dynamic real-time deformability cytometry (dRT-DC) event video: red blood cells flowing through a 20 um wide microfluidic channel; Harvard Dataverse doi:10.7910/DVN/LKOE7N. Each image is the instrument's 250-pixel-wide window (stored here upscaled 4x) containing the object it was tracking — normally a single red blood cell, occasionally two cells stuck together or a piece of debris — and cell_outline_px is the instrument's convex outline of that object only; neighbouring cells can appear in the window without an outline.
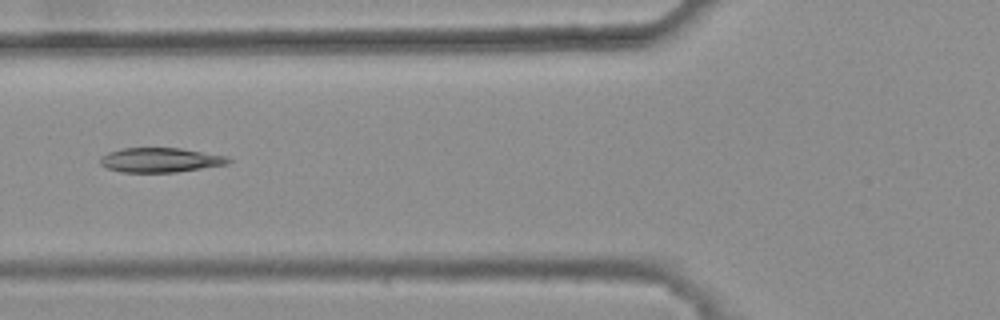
{"species": "common noctule bat (a hibernating species)", "species_latin": "Nyctalus noctula", "temperature_condition": "warm", "stored_images_in_passage": 39, "camera_frame_rate_fps": 3000, "um_per_image_px": 0.085, "animal": {"sex": "female", "body_mass_g": 25.1}, "frame": {"image": 1, "passage_image": 13, "time_ms": 4.0, "image_size_px": [1000, 320], "cell_outline_px": [[232, 160], [228, 164], [176, 172], [120, 172], [108, 168], [100, 164], [100, 156], [108, 152], [124, 148], [180, 148], [228, 156]], "centroid_in_image_um": [13.63, 13.6], "position_along_channel_um": 112.2, "area_um2": 18.32}}
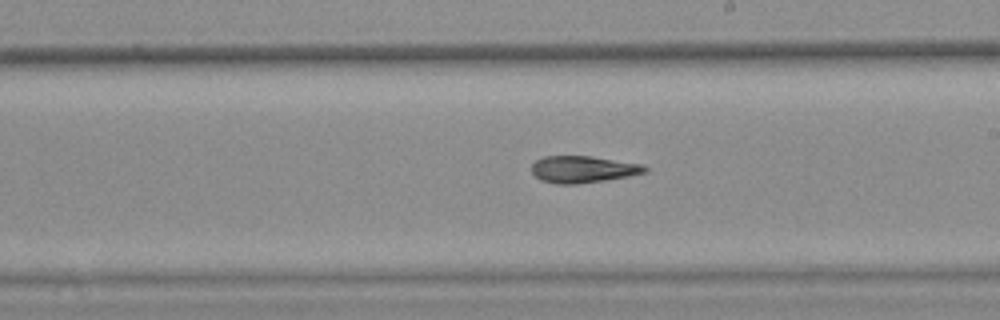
{"frame": {"image": 2, "passage_image": 23, "time_ms": 7.333, "image_size_px": [1000, 320], "cell_outline_px": [[648, 172], [628, 176], [604, 180], [576, 184], [556, 184], [540, 180], [532, 172], [532, 164], [536, 160], [544, 156], [592, 156], [640, 164], [648, 168]], "centroid_in_image_um": [49.53, 14.39], "position_along_channel_um": 239.5, "area_um2": 17.63}}
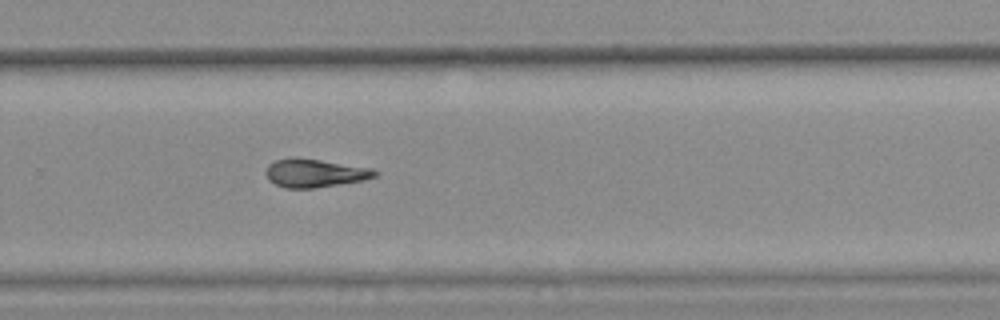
{"frame": {"image": 3, "passage_image": 28, "time_ms": 9.0, "image_size_px": [1000, 320], "cell_outline_px": [[380, 172], [376, 176], [364, 180], [312, 188], [284, 188], [268, 180], [264, 172], [268, 164], [276, 160], [292, 156], [320, 160], [372, 168]], "centroid_in_image_um": [26.72, 14.7], "position_along_channel_um": 303.1, "area_um2": 18.09}, "authors_computed_cell_mechanics": {"area_um2": 18.0914, "velocity_mm_per_s": 3.8255, "shape_relaxation_time_tau1_ms": null, "shape_relaxation_time_tau2_ms": 6.8782, "deformation_change_tau1": null, "deformation_change_tau2": 0.1462}}